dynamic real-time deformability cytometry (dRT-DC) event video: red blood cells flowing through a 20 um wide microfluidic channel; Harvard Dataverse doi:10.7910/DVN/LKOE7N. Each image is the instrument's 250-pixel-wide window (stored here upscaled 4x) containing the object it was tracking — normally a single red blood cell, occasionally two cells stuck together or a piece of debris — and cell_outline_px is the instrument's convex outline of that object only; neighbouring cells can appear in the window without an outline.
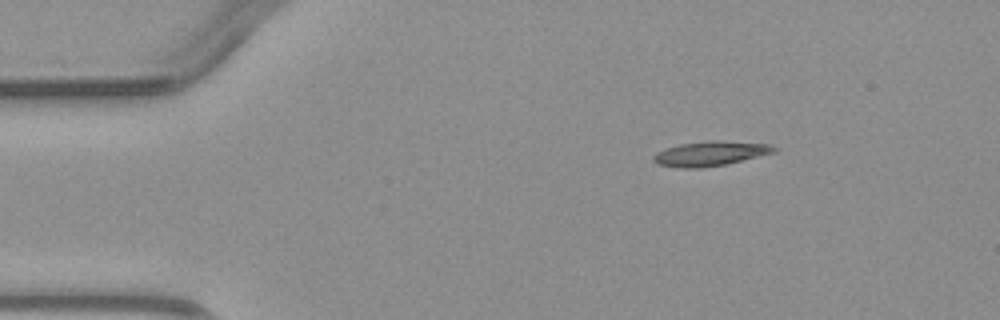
{"species": "common noctule bat (a hibernating species)", "species_latin": "Nyctalus noctula", "temperature_condition": "warm", "stored_images_in_passage": 3, "camera_frame_rate_fps": 3000, "um_per_image_px": 0.085, "animal": {"sex": "male", "body_mass_g": 23.1, "forearm_length_mm": 52.7}, "frame": {"image": 1, "passage_image": 1, "time_ms": 0.0, "image_size_px": [1000, 320], "cell_outline_px": [[776, 152], [724, 164], [700, 168], [684, 168], [656, 164], [652, 160], [652, 156], [656, 152], [664, 148], [680, 144], [712, 140], [720, 140], [772, 144], [776, 148]], "centroid_in_image_um": [60.35, 13.04], "position_along_channel_um": 24.7, "area_um2": 17.34}}
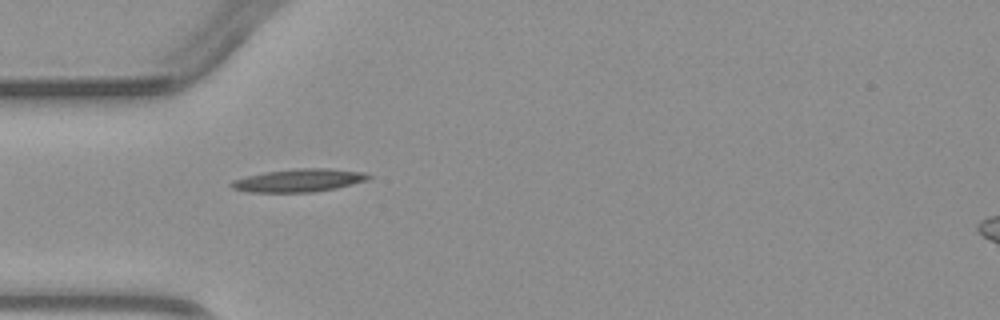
{"frame": {"image": 2, "passage_image": 3, "time_ms": 2.333, "image_size_px": [1000, 320], "cell_outline_px": [[372, 176], [368, 180], [336, 188], [312, 192], [248, 192], [232, 188], [228, 184], [232, 180], [264, 172], [296, 168], [328, 168], [364, 172]], "centroid_in_image_um": [25.4, 15.33], "position_along_channel_um": 59.6, "area_um2": 18.38}}